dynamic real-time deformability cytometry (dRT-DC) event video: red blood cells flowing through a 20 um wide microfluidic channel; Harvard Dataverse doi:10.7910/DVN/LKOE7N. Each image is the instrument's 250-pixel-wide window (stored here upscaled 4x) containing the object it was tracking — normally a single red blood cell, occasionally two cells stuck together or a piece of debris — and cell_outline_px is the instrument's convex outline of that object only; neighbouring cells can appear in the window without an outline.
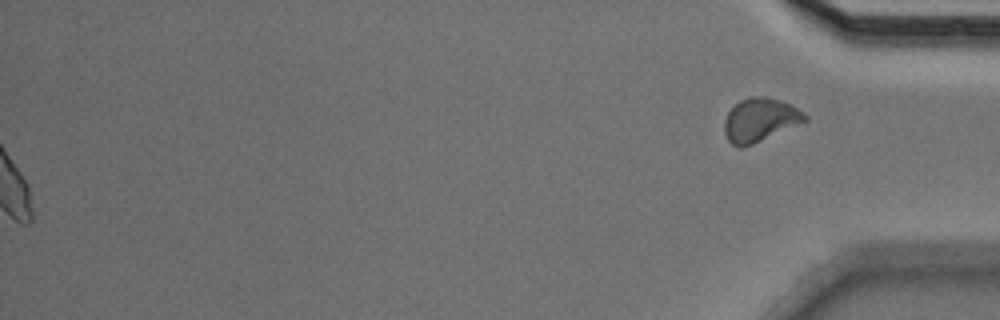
{"species": "Egyptian fruit bat (a non-hibernating species)", "species_latin": "Rousettus aegyptiacus", "temperature_condition": "cold", "stored_images_in_passage": 52, "segment_of_instrument_passage": [2, 2], "camera_frame_rate_fps": 3000, "um_per_image_px": 0.085, "animal": {"sex": "male"}, "frame": {"image": 1, "passage_image": 52, "time_ms": 17.0, "image_size_px": [1000, 320], "cell_outline_px": [[808, 120], [752, 144], [740, 148], [732, 144], [728, 140], [724, 132], [724, 120], [728, 112], [740, 100], [748, 96], [764, 96], [792, 104], [808, 116]], "centroid_in_image_um": [64.59, 10.18], "position_along_channel_um": 370.6, "area_um2": 20.29}}